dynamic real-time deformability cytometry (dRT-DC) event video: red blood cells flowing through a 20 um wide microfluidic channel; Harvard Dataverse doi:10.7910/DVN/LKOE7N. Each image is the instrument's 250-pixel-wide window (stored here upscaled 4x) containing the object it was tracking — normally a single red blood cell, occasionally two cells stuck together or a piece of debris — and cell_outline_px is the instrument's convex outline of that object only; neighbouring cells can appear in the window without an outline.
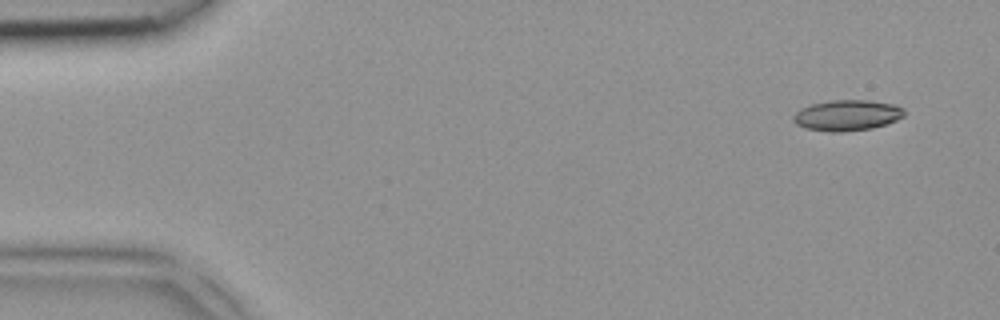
{"species": "common noctule bat (a hibernating species)", "species_latin": "Nyctalus noctula", "temperature_condition": "room temperature", "stored_images_in_passage": 4, "camera_frame_rate_fps": 3000, "um_per_image_px": 0.085, "animal": {"sex": "female", "body_mass_g": 18.4}, "frame": {"image": 1, "passage_image": 1, "time_ms": 0.0, "image_size_px": [1000, 320], "cell_outline_px": [[904, 116], [896, 120], [872, 128], [840, 132], [828, 132], [804, 128], [796, 124], [792, 120], [792, 116], [800, 108], [812, 104], [832, 100], [868, 100], [896, 104], [904, 108]], "centroid_in_image_um": [71.98, 9.8], "position_along_channel_um": 13.0, "area_um2": 20.0}}
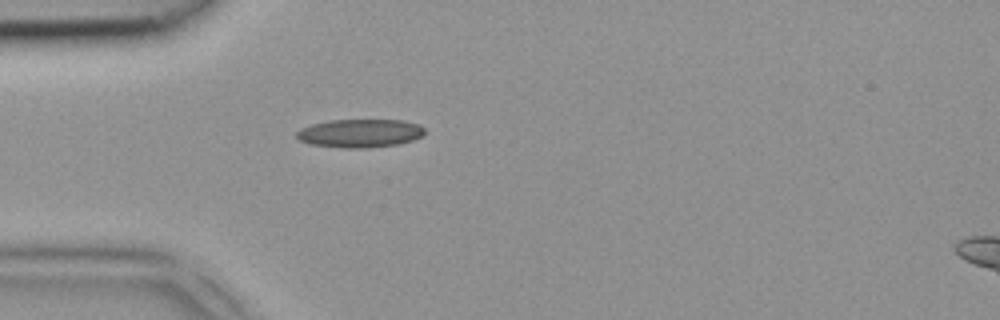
{"frame": {"image": 2, "passage_image": 4, "time_ms": 1.0, "image_size_px": [1000, 320], "cell_outline_px": [[424, 132], [420, 136], [412, 140], [400, 144], [368, 148], [344, 148], [312, 144], [300, 140], [296, 136], [296, 132], [300, 128], [312, 124], [328, 120], [400, 120], [420, 124], [424, 128]], "centroid_in_image_um": [30.59, 11.32], "position_along_channel_um": 54.4, "area_um2": 21.15}}